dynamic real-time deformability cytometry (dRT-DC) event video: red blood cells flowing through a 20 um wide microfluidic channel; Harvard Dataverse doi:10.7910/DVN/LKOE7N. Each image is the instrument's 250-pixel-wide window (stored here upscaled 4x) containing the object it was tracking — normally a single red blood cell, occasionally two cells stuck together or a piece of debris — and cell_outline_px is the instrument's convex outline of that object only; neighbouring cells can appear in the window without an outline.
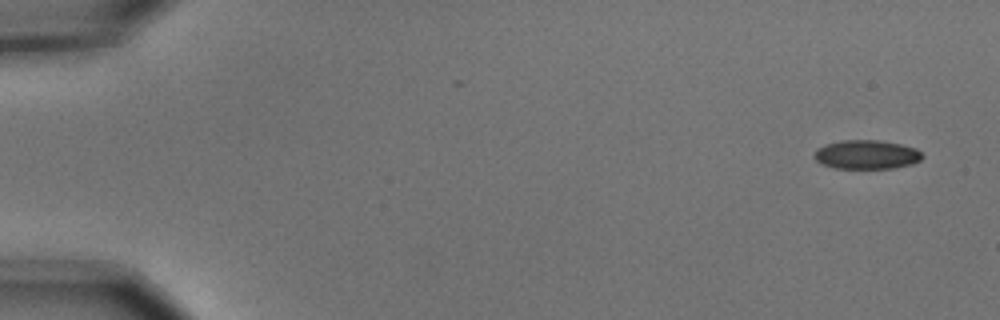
{"species": "common noctule bat (a hibernating species)", "species_latin": "Nyctalus noctula", "temperature_condition": "cold", "stored_images_in_passage": 5, "camera_frame_rate_fps": 3000, "um_per_image_px": 0.085, "animal": {"sex": "male", "body_mass_g": 15.6}, "frame": {"image": 1, "passage_image": 1, "time_ms": 0.0, "image_size_px": [1000, 320], "cell_outline_px": [[924, 156], [920, 160], [912, 164], [892, 168], [836, 168], [820, 164], [812, 156], [816, 148], [824, 144], [840, 140], [880, 140], [900, 144], [916, 148]], "centroid_in_image_um": [73.61, 13.13], "position_along_channel_um": 11.4, "area_um2": 18.44}}
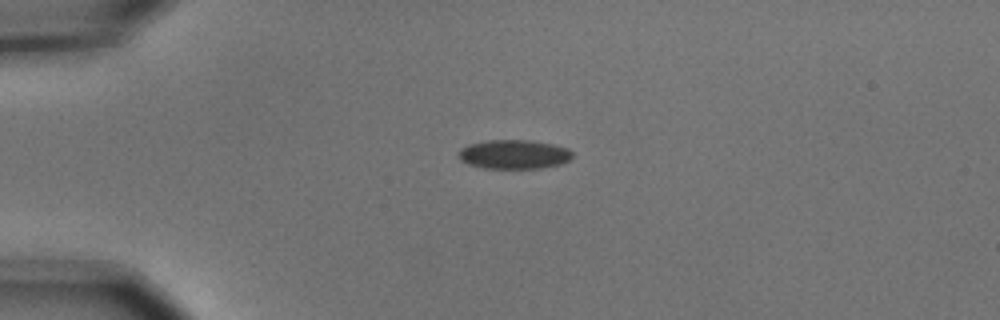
{"frame": {"image": 2, "passage_image": 4, "time_ms": 1.0, "image_size_px": [1000, 320], "cell_outline_px": [[572, 156], [568, 160], [560, 164], [540, 168], [480, 168], [468, 164], [460, 160], [456, 156], [456, 152], [460, 148], [468, 144], [488, 140], [532, 140], [552, 144], [568, 148], [572, 152]], "centroid_in_image_um": [43.62, 13.11], "position_along_channel_um": 41.4, "area_um2": 19.54}}